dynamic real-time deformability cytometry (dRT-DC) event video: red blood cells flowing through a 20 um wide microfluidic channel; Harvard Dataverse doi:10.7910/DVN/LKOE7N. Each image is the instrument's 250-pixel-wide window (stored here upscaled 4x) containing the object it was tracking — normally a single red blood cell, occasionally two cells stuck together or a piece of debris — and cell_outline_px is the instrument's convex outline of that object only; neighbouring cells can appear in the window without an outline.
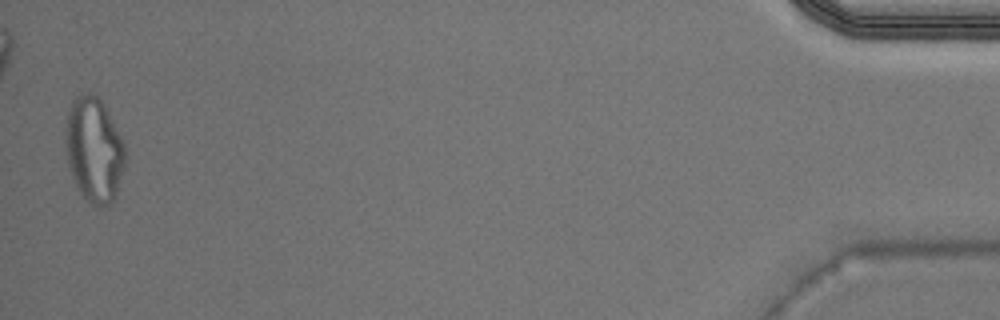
{"species": "Egyptian fruit bat (a non-hibernating species)", "species_latin": "Rousettus aegyptiacus", "temperature_condition": "warm", "stored_images_in_passage": 39, "camera_frame_rate_fps": 3000, "um_per_image_px": 0.085, "animal": {"sex": "male"}, "frame": {"image": 1, "passage_image": 39, "time_ms": 12.667, "image_size_px": [1000, 320], "cell_outline_px": [[124, 168], [116, 196], [108, 204], [92, 204], [80, 192], [68, 168], [64, 144], [64, 128], [68, 112], [72, 100], [76, 96], [88, 92], [96, 96], [104, 104], [124, 144]], "centroid_in_image_um": [7.95, 12.7], "position_along_channel_um": 427.3, "area_um2": 36.3}}